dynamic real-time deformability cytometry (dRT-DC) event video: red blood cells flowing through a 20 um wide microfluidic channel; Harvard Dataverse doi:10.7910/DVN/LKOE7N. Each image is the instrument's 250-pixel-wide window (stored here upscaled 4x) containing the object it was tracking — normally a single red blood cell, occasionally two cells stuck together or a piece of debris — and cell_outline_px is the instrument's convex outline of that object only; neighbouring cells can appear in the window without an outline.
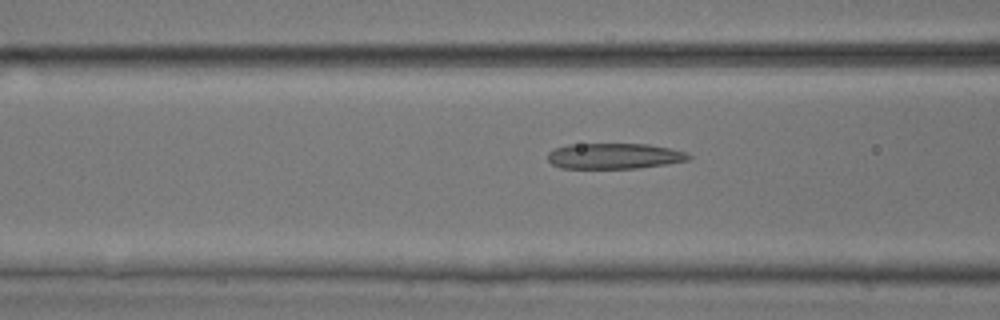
{"species": "common noctule bat (a hibernating species)", "species_latin": "Nyctalus noctula", "temperature_condition": "room temperature", "stored_images_in_passage": 50, "camera_frame_rate_fps": 3000, "um_per_image_px": 0.085, "animal": {"sex": "male", "body_mass_g": 17.9, "forearm_length_mm": 54.2}, "frame": {"image": 1, "passage_image": 20, "time_ms": 6.333, "image_size_px": [1000, 320], "cell_outline_px": [[692, 156], [688, 160], [640, 168], [560, 168], [552, 164], [548, 160], [548, 152], [552, 148], [568, 144], [648, 144], [668, 148], [684, 152]], "centroid_in_image_um": [52.15, 13.26], "position_along_channel_um": 114.5, "area_um2": 21.04}}
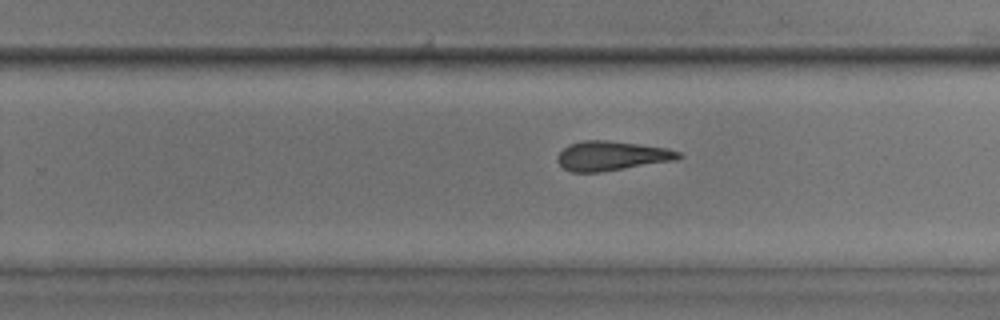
{"frame": {"image": 2, "passage_image": 32, "time_ms": 10.333, "image_size_px": [1000, 320], "cell_outline_px": [[684, 156], [676, 160], [600, 172], [572, 172], [564, 168], [556, 160], [556, 156], [568, 144], [580, 140], [608, 140], [640, 144], [668, 148], [680, 152]], "centroid_in_image_um": [51.99, 13.23], "position_along_channel_um": 277.8, "area_um2": 20.92}}
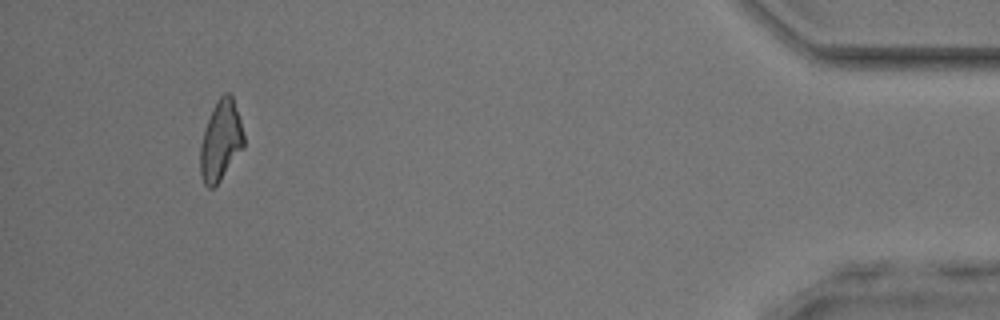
{"frame": {"image": 3, "passage_image": 47, "time_ms": 15.333, "image_size_px": [1000, 320], "cell_outline_px": [[244, 148], [220, 180], [212, 188], [208, 188], [204, 184], [200, 176], [200, 144], [212, 108], [220, 96], [224, 92], [228, 92], [232, 96], [240, 120], [244, 136]], "centroid_in_image_um": [18.76, 11.97], "position_along_channel_um": 416.4, "area_um2": 20.23}, "authors_computed_cell_mechanics": {"area_um2": 21.4727, "velocity_mm_per_s": 4.0962, "shape_relaxation_time_tau1_ms": null, "shape_relaxation_time_tau2_ms": 2.3864, "deformation_change_tau1": null, "deformation_change_tau2": 0.1407}}